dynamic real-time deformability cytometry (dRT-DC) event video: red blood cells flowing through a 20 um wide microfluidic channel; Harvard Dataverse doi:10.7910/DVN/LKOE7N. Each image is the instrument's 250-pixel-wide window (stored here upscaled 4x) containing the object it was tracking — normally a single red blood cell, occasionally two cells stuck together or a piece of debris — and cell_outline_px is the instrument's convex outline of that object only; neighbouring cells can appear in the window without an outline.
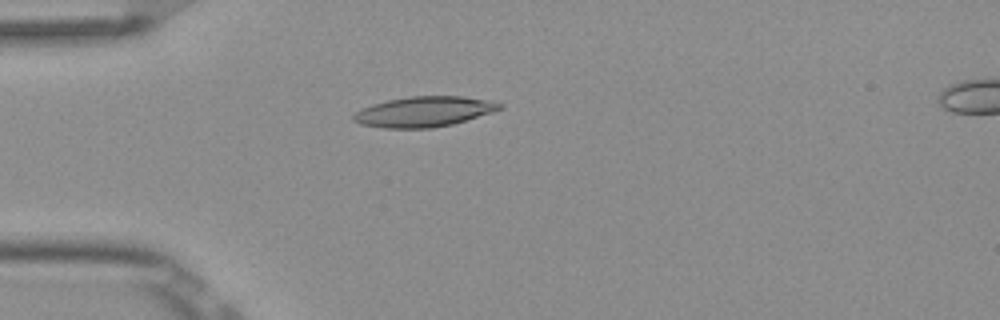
{"species": "Egyptian fruit bat (a non-hibernating species)", "species_latin": "Rousettus aegyptiacus", "temperature_condition": "room temperature", "stored_images_in_passage": 5, "camera_frame_rate_fps": 3000, "um_per_image_px": 0.085, "frame": {"image": 1, "passage_image": 4, "time_ms": 1.0, "image_size_px": [1000, 320], "cell_outline_px": [[504, 108], [492, 112], [452, 124], [432, 128], [384, 128], [360, 124], [352, 120], [352, 116], [360, 108], [372, 104], [388, 100], [412, 96], [464, 96], [492, 100], [504, 104]], "centroid_in_image_um": [36.05, 9.48], "position_along_channel_um": 48.9, "area_um2": 25.95}}